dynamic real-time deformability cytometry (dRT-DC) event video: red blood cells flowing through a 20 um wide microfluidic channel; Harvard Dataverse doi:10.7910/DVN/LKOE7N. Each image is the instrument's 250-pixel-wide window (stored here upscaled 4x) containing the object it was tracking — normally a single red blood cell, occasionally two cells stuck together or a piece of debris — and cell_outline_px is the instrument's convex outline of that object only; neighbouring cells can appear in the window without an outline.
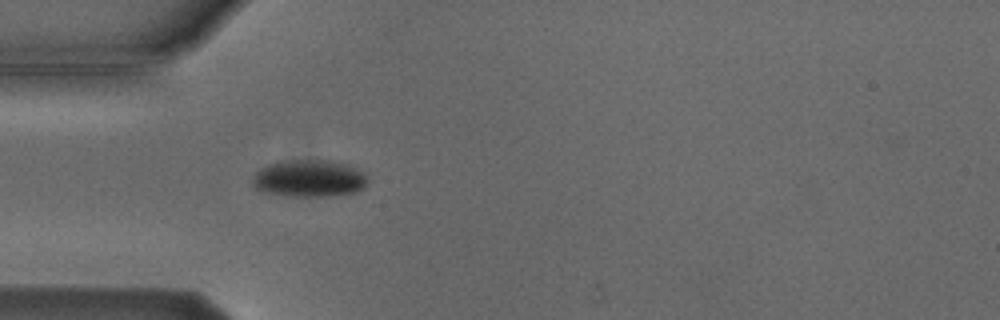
{"species": "Egyptian fruit bat (a non-hibernating species)", "species_latin": "Rousettus aegyptiacus", "temperature_condition": "cold", "stored_images_in_passage": 1, "camera_frame_rate_fps": 3000, "um_per_image_px": 0.085, "animal": {"sex": "male"}, "frame": {"image": 1, "passage_image": 1, "time_ms": 0.0, "image_size_px": [1000, 320], "cell_outline_px": [[368, 180], [364, 188], [356, 192], [332, 196], [288, 196], [260, 192], [252, 184], [252, 180], [256, 172], [260, 168], [268, 164], [292, 160], [328, 160], [348, 164], [364, 172]], "centroid_in_image_um": [26.29, 15.17], "position_along_channel_um": 58.7, "area_um2": 25.14}}